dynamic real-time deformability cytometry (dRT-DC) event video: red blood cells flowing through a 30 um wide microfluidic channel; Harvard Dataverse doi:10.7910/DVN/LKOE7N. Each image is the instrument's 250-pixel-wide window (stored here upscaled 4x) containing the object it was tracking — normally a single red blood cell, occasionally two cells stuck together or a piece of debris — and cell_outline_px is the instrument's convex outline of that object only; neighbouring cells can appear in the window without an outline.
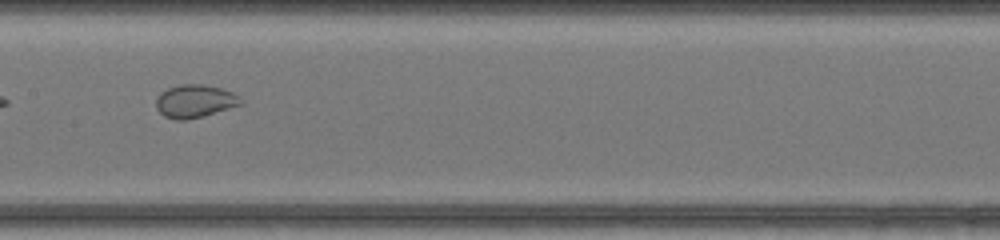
{"species": "common noctule bat (a hibernating species)", "species_latin": "Nyctalus noctula", "temperature_condition": "warm", "stored_images_in_passage": 32, "camera_frame_rate_fps": 3000, "um_per_image_px": 0.085, "animal": {"sex": "female", "body_mass_g": 17.0, "forearm_length_mm": 48.0}, "frame": {"image": 1, "passage_image": 10, "time_ms": 3.0, "image_size_px": [1000, 240], "cell_outline_px": [[244, 100], [240, 104], [204, 116], [188, 120], [176, 120], [164, 116], [156, 108], [156, 100], [160, 92], [168, 88], [180, 84], [204, 84], [220, 88], [232, 92], [240, 96]], "centroid_in_image_um": [16.55, 8.6], "position_along_channel_um": 190.9, "area_um2": 16.3}}